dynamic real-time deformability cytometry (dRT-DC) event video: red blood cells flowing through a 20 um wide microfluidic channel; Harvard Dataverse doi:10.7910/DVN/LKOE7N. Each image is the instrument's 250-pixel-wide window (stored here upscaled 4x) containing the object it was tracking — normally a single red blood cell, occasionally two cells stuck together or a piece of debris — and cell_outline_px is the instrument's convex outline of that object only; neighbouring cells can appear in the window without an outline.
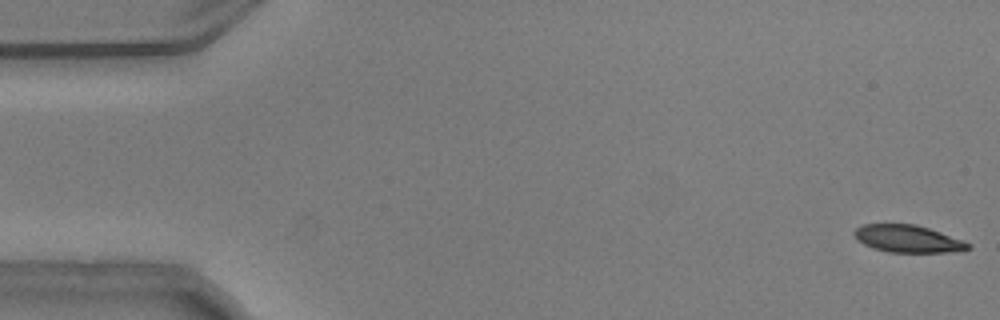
{"species": "common noctule bat (a hibernating species)", "species_latin": "Nyctalus noctula", "temperature_condition": "warm", "stored_images_in_passage": 54, "camera_frame_rate_fps": 3000, "um_per_image_px": 0.085, "animal": {"sex": "male", "body_mass_g": 20.5, "forearm_length_mm": 52.5}, "frame": {"image": 1, "passage_image": 1, "time_ms": 0.0, "image_size_px": [1000, 320], "cell_outline_px": [[972, 248], [948, 252], [888, 252], [872, 248], [856, 240], [852, 232], [856, 228], [864, 224], [916, 224], [940, 232], [972, 244]], "centroid_in_image_um": [77.12, 20.29], "position_along_channel_um": 7.9, "area_um2": 18.09}}
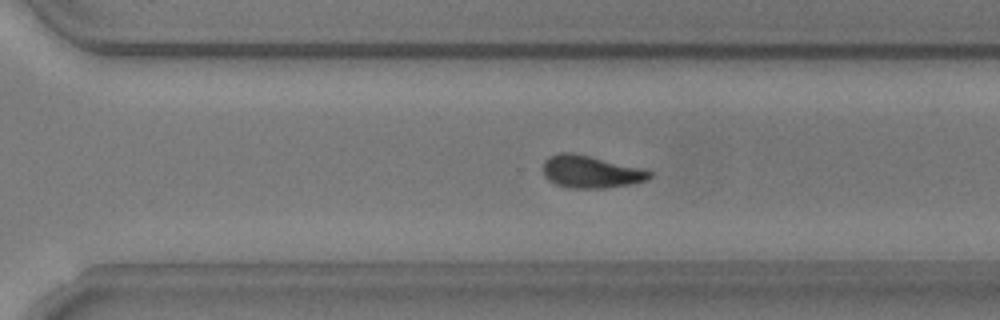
{"frame": {"image": 2, "passage_image": 37, "time_ms": 12.0, "image_size_px": [1000, 320], "cell_outline_px": [[652, 176], [648, 180], [632, 184], [604, 188], [568, 188], [556, 184], [548, 180], [544, 176], [544, 160], [548, 156], [560, 152], [572, 152], [640, 168], [652, 172]], "centroid_in_image_um": [50.19, 14.61], "position_along_channel_um": 320.4, "area_um2": 20.06}}
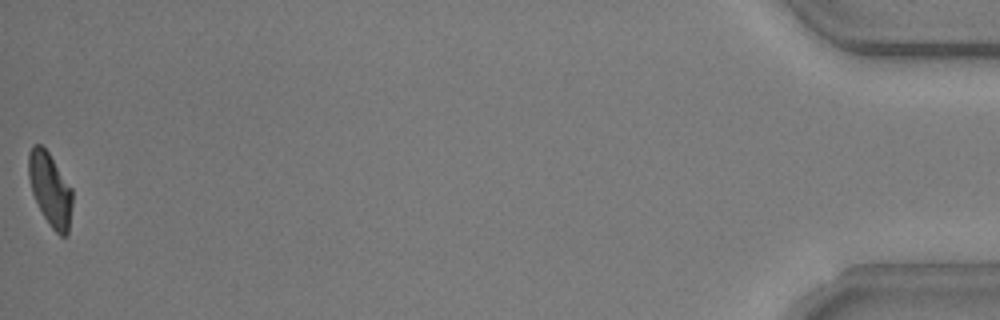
{"frame": {"image": 3, "passage_image": 54, "time_ms": 17.667, "image_size_px": [1000, 320], "cell_outline_px": [[72, 204], [68, 236], [60, 236], [52, 228], [44, 216], [32, 192], [28, 176], [28, 152], [32, 144], [40, 144], [48, 152], [72, 188]], "centroid_in_image_um": [4.26, 16.09], "position_along_channel_um": 430.9, "area_um2": 18.61}, "authors_computed_cell_mechanics": {"area_um2": 20.0566, "velocity_mm_per_s": 3.7391, "shape_relaxation_time_tau1_ms": 4.2181, "shape_relaxation_time_tau2_ms": 3.4214, "deformation_change_tau1": 0.1597, "deformation_change_tau2": 0.0968}}